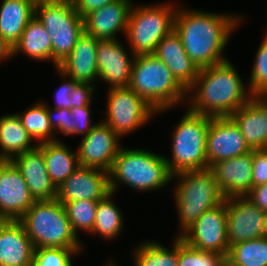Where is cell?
Masks as SVG:
<instances>
[{
    "instance_id": "1f68e13d",
    "label": "cell",
    "mask_w": 267,
    "mask_h": 266,
    "mask_svg": "<svg viewBox=\"0 0 267 266\" xmlns=\"http://www.w3.org/2000/svg\"><path fill=\"white\" fill-rule=\"evenodd\" d=\"M225 259L233 266H267V238L236 243L229 247Z\"/></svg>"
},
{
    "instance_id": "7bdbcfd3",
    "label": "cell",
    "mask_w": 267,
    "mask_h": 266,
    "mask_svg": "<svg viewBox=\"0 0 267 266\" xmlns=\"http://www.w3.org/2000/svg\"><path fill=\"white\" fill-rule=\"evenodd\" d=\"M246 197L260 210L267 213V183L252 187Z\"/></svg>"
},
{
    "instance_id": "e575fe53",
    "label": "cell",
    "mask_w": 267,
    "mask_h": 266,
    "mask_svg": "<svg viewBox=\"0 0 267 266\" xmlns=\"http://www.w3.org/2000/svg\"><path fill=\"white\" fill-rule=\"evenodd\" d=\"M225 257L214 252L199 251L179 237L178 266H223Z\"/></svg>"
},
{
    "instance_id": "52a82bcc",
    "label": "cell",
    "mask_w": 267,
    "mask_h": 266,
    "mask_svg": "<svg viewBox=\"0 0 267 266\" xmlns=\"http://www.w3.org/2000/svg\"><path fill=\"white\" fill-rule=\"evenodd\" d=\"M34 15L50 34L56 69L85 32L84 18L77 13L72 0H36Z\"/></svg>"
},
{
    "instance_id": "f546056e",
    "label": "cell",
    "mask_w": 267,
    "mask_h": 266,
    "mask_svg": "<svg viewBox=\"0 0 267 266\" xmlns=\"http://www.w3.org/2000/svg\"><path fill=\"white\" fill-rule=\"evenodd\" d=\"M173 241L171 250L155 240L144 241L133 252L135 266H178L179 237Z\"/></svg>"
},
{
    "instance_id": "9c48e42d",
    "label": "cell",
    "mask_w": 267,
    "mask_h": 266,
    "mask_svg": "<svg viewBox=\"0 0 267 266\" xmlns=\"http://www.w3.org/2000/svg\"><path fill=\"white\" fill-rule=\"evenodd\" d=\"M177 10L166 2L132 6L125 34L131 56L154 54L158 43L174 30Z\"/></svg>"
},
{
    "instance_id": "7a4b0ae2",
    "label": "cell",
    "mask_w": 267,
    "mask_h": 266,
    "mask_svg": "<svg viewBox=\"0 0 267 266\" xmlns=\"http://www.w3.org/2000/svg\"><path fill=\"white\" fill-rule=\"evenodd\" d=\"M242 80L229 60L200 69L187 90L188 110L211 118L230 117L254 97Z\"/></svg>"
},
{
    "instance_id": "4fadbf2b",
    "label": "cell",
    "mask_w": 267,
    "mask_h": 266,
    "mask_svg": "<svg viewBox=\"0 0 267 266\" xmlns=\"http://www.w3.org/2000/svg\"><path fill=\"white\" fill-rule=\"evenodd\" d=\"M120 137L103 121L96 123L77 149L80 166L103 169L109 172L121 149Z\"/></svg>"
},
{
    "instance_id": "8fae6325",
    "label": "cell",
    "mask_w": 267,
    "mask_h": 266,
    "mask_svg": "<svg viewBox=\"0 0 267 266\" xmlns=\"http://www.w3.org/2000/svg\"><path fill=\"white\" fill-rule=\"evenodd\" d=\"M180 238L196 250L218 253L226 258L229 251L226 198L217 207L204 212Z\"/></svg>"
},
{
    "instance_id": "8d00e7d4",
    "label": "cell",
    "mask_w": 267,
    "mask_h": 266,
    "mask_svg": "<svg viewBox=\"0 0 267 266\" xmlns=\"http://www.w3.org/2000/svg\"><path fill=\"white\" fill-rule=\"evenodd\" d=\"M90 105L83 107H73L67 115V124L61 131L63 135L86 136L96 124H92Z\"/></svg>"
},
{
    "instance_id": "ab89813d",
    "label": "cell",
    "mask_w": 267,
    "mask_h": 266,
    "mask_svg": "<svg viewBox=\"0 0 267 266\" xmlns=\"http://www.w3.org/2000/svg\"><path fill=\"white\" fill-rule=\"evenodd\" d=\"M96 85H92L90 83H80L77 82L74 85V88L71 93V108L73 107H83L87 105H91L93 97V92L95 91L94 87Z\"/></svg>"
},
{
    "instance_id": "7402d4cb",
    "label": "cell",
    "mask_w": 267,
    "mask_h": 266,
    "mask_svg": "<svg viewBox=\"0 0 267 266\" xmlns=\"http://www.w3.org/2000/svg\"><path fill=\"white\" fill-rule=\"evenodd\" d=\"M251 149L267 148V97L254 96L230 116Z\"/></svg>"
},
{
    "instance_id": "cb8c5ba5",
    "label": "cell",
    "mask_w": 267,
    "mask_h": 266,
    "mask_svg": "<svg viewBox=\"0 0 267 266\" xmlns=\"http://www.w3.org/2000/svg\"><path fill=\"white\" fill-rule=\"evenodd\" d=\"M35 247L19 221L0 230V266H32Z\"/></svg>"
},
{
    "instance_id": "b9f144b4",
    "label": "cell",
    "mask_w": 267,
    "mask_h": 266,
    "mask_svg": "<svg viewBox=\"0 0 267 266\" xmlns=\"http://www.w3.org/2000/svg\"><path fill=\"white\" fill-rule=\"evenodd\" d=\"M116 0H72L77 13L84 18L90 12L100 9Z\"/></svg>"
},
{
    "instance_id": "7dc6e473",
    "label": "cell",
    "mask_w": 267,
    "mask_h": 266,
    "mask_svg": "<svg viewBox=\"0 0 267 266\" xmlns=\"http://www.w3.org/2000/svg\"><path fill=\"white\" fill-rule=\"evenodd\" d=\"M223 266H233V265H231V264L225 259V261H224V263H223Z\"/></svg>"
},
{
    "instance_id": "484cf974",
    "label": "cell",
    "mask_w": 267,
    "mask_h": 266,
    "mask_svg": "<svg viewBox=\"0 0 267 266\" xmlns=\"http://www.w3.org/2000/svg\"><path fill=\"white\" fill-rule=\"evenodd\" d=\"M43 152L44 162L54 185L58 188L79 166L75 153L62 140L38 144Z\"/></svg>"
},
{
    "instance_id": "44dd1931",
    "label": "cell",
    "mask_w": 267,
    "mask_h": 266,
    "mask_svg": "<svg viewBox=\"0 0 267 266\" xmlns=\"http://www.w3.org/2000/svg\"><path fill=\"white\" fill-rule=\"evenodd\" d=\"M10 161L20 171L36 201L56 199L57 187L48 175L43 152L38 147L16 155Z\"/></svg>"
},
{
    "instance_id": "30bf717a",
    "label": "cell",
    "mask_w": 267,
    "mask_h": 266,
    "mask_svg": "<svg viewBox=\"0 0 267 266\" xmlns=\"http://www.w3.org/2000/svg\"><path fill=\"white\" fill-rule=\"evenodd\" d=\"M106 123L120 138L149 123L157 111L129 87L111 88L107 93Z\"/></svg>"
},
{
    "instance_id": "8992f818",
    "label": "cell",
    "mask_w": 267,
    "mask_h": 266,
    "mask_svg": "<svg viewBox=\"0 0 267 266\" xmlns=\"http://www.w3.org/2000/svg\"><path fill=\"white\" fill-rule=\"evenodd\" d=\"M177 180L174 197L180 220V237L206 211L224 201L214 174L207 169L185 171L172 176Z\"/></svg>"
},
{
    "instance_id": "d590c367",
    "label": "cell",
    "mask_w": 267,
    "mask_h": 266,
    "mask_svg": "<svg viewBox=\"0 0 267 266\" xmlns=\"http://www.w3.org/2000/svg\"><path fill=\"white\" fill-rule=\"evenodd\" d=\"M82 249L35 248L32 266H72L73 255Z\"/></svg>"
},
{
    "instance_id": "e0dca14e",
    "label": "cell",
    "mask_w": 267,
    "mask_h": 266,
    "mask_svg": "<svg viewBox=\"0 0 267 266\" xmlns=\"http://www.w3.org/2000/svg\"><path fill=\"white\" fill-rule=\"evenodd\" d=\"M134 59L135 56H129L118 39L99 40L97 65L100 81L110 84L109 89L128 87Z\"/></svg>"
},
{
    "instance_id": "60d3db41",
    "label": "cell",
    "mask_w": 267,
    "mask_h": 266,
    "mask_svg": "<svg viewBox=\"0 0 267 266\" xmlns=\"http://www.w3.org/2000/svg\"><path fill=\"white\" fill-rule=\"evenodd\" d=\"M45 104L47 105V112L51 127L55 131V134L57 131L60 133L67 124V115L70 112V109L53 108V107L51 109L48 106L49 104L47 103Z\"/></svg>"
},
{
    "instance_id": "c3c4849f",
    "label": "cell",
    "mask_w": 267,
    "mask_h": 266,
    "mask_svg": "<svg viewBox=\"0 0 267 266\" xmlns=\"http://www.w3.org/2000/svg\"><path fill=\"white\" fill-rule=\"evenodd\" d=\"M105 266H118V265H116V263L114 264V263H112V262L110 261V262H108Z\"/></svg>"
},
{
    "instance_id": "ba28073f",
    "label": "cell",
    "mask_w": 267,
    "mask_h": 266,
    "mask_svg": "<svg viewBox=\"0 0 267 266\" xmlns=\"http://www.w3.org/2000/svg\"><path fill=\"white\" fill-rule=\"evenodd\" d=\"M209 116L187 110L172 132V159L166 158L172 175L208 168L206 138Z\"/></svg>"
},
{
    "instance_id": "836d02e7",
    "label": "cell",
    "mask_w": 267,
    "mask_h": 266,
    "mask_svg": "<svg viewBox=\"0 0 267 266\" xmlns=\"http://www.w3.org/2000/svg\"><path fill=\"white\" fill-rule=\"evenodd\" d=\"M254 59L248 87L254 96H267V32Z\"/></svg>"
},
{
    "instance_id": "ac0fdd59",
    "label": "cell",
    "mask_w": 267,
    "mask_h": 266,
    "mask_svg": "<svg viewBox=\"0 0 267 266\" xmlns=\"http://www.w3.org/2000/svg\"><path fill=\"white\" fill-rule=\"evenodd\" d=\"M252 151L213 163L209 169L224 198L246 196L252 188Z\"/></svg>"
},
{
    "instance_id": "3957f363",
    "label": "cell",
    "mask_w": 267,
    "mask_h": 266,
    "mask_svg": "<svg viewBox=\"0 0 267 266\" xmlns=\"http://www.w3.org/2000/svg\"><path fill=\"white\" fill-rule=\"evenodd\" d=\"M128 87L144 98L157 114L180 105L188 96L171 70L153 54L135 56Z\"/></svg>"
},
{
    "instance_id": "74e56055",
    "label": "cell",
    "mask_w": 267,
    "mask_h": 266,
    "mask_svg": "<svg viewBox=\"0 0 267 266\" xmlns=\"http://www.w3.org/2000/svg\"><path fill=\"white\" fill-rule=\"evenodd\" d=\"M267 183V148L253 149L252 187Z\"/></svg>"
},
{
    "instance_id": "4316f807",
    "label": "cell",
    "mask_w": 267,
    "mask_h": 266,
    "mask_svg": "<svg viewBox=\"0 0 267 266\" xmlns=\"http://www.w3.org/2000/svg\"><path fill=\"white\" fill-rule=\"evenodd\" d=\"M32 143L33 139L16 113L0 117V160H11L16 155L35 149L38 144Z\"/></svg>"
},
{
    "instance_id": "9a60e30c",
    "label": "cell",
    "mask_w": 267,
    "mask_h": 266,
    "mask_svg": "<svg viewBox=\"0 0 267 266\" xmlns=\"http://www.w3.org/2000/svg\"><path fill=\"white\" fill-rule=\"evenodd\" d=\"M110 192L109 172L79 165L57 188L56 199L63 205L77 200L100 201Z\"/></svg>"
},
{
    "instance_id": "5bb4252c",
    "label": "cell",
    "mask_w": 267,
    "mask_h": 266,
    "mask_svg": "<svg viewBox=\"0 0 267 266\" xmlns=\"http://www.w3.org/2000/svg\"><path fill=\"white\" fill-rule=\"evenodd\" d=\"M252 149L231 117L210 118L206 138L208 168L215 162L244 155Z\"/></svg>"
},
{
    "instance_id": "277c9868",
    "label": "cell",
    "mask_w": 267,
    "mask_h": 266,
    "mask_svg": "<svg viewBox=\"0 0 267 266\" xmlns=\"http://www.w3.org/2000/svg\"><path fill=\"white\" fill-rule=\"evenodd\" d=\"M172 176L165 156L122 146L109 171V186L114 193L122 183L138 191L151 192L167 186Z\"/></svg>"
},
{
    "instance_id": "4dcf8cb0",
    "label": "cell",
    "mask_w": 267,
    "mask_h": 266,
    "mask_svg": "<svg viewBox=\"0 0 267 266\" xmlns=\"http://www.w3.org/2000/svg\"><path fill=\"white\" fill-rule=\"evenodd\" d=\"M23 127L37 144L59 141L49 122L47 105L37 102L22 114L16 113Z\"/></svg>"
},
{
    "instance_id": "f1b7e54d",
    "label": "cell",
    "mask_w": 267,
    "mask_h": 266,
    "mask_svg": "<svg viewBox=\"0 0 267 266\" xmlns=\"http://www.w3.org/2000/svg\"><path fill=\"white\" fill-rule=\"evenodd\" d=\"M114 194V192H110L98 202L94 227L90 233L92 235L98 234L106 240L117 238L124 225L120 209L111 200Z\"/></svg>"
},
{
    "instance_id": "f35d334b",
    "label": "cell",
    "mask_w": 267,
    "mask_h": 266,
    "mask_svg": "<svg viewBox=\"0 0 267 266\" xmlns=\"http://www.w3.org/2000/svg\"><path fill=\"white\" fill-rule=\"evenodd\" d=\"M57 72L60 73V77L63 78L62 84L56 90L53 96L55 99V106L53 108H64V109H71V93L74 88V85L77 83L72 80L70 77H67L63 74L58 68Z\"/></svg>"
},
{
    "instance_id": "d4e9b609",
    "label": "cell",
    "mask_w": 267,
    "mask_h": 266,
    "mask_svg": "<svg viewBox=\"0 0 267 266\" xmlns=\"http://www.w3.org/2000/svg\"><path fill=\"white\" fill-rule=\"evenodd\" d=\"M36 0H2L0 5V37L10 46L19 41L29 20L34 16Z\"/></svg>"
},
{
    "instance_id": "ee69618b",
    "label": "cell",
    "mask_w": 267,
    "mask_h": 266,
    "mask_svg": "<svg viewBox=\"0 0 267 266\" xmlns=\"http://www.w3.org/2000/svg\"><path fill=\"white\" fill-rule=\"evenodd\" d=\"M13 57V47L10 46L2 37H0V63Z\"/></svg>"
},
{
    "instance_id": "f6af8a7d",
    "label": "cell",
    "mask_w": 267,
    "mask_h": 266,
    "mask_svg": "<svg viewBox=\"0 0 267 266\" xmlns=\"http://www.w3.org/2000/svg\"><path fill=\"white\" fill-rule=\"evenodd\" d=\"M9 220L5 218L4 216L0 215V230L3 228V226L8 222Z\"/></svg>"
},
{
    "instance_id": "2e32d148",
    "label": "cell",
    "mask_w": 267,
    "mask_h": 266,
    "mask_svg": "<svg viewBox=\"0 0 267 266\" xmlns=\"http://www.w3.org/2000/svg\"><path fill=\"white\" fill-rule=\"evenodd\" d=\"M36 202L10 160H0V215L18 221Z\"/></svg>"
},
{
    "instance_id": "bcb514c9",
    "label": "cell",
    "mask_w": 267,
    "mask_h": 266,
    "mask_svg": "<svg viewBox=\"0 0 267 266\" xmlns=\"http://www.w3.org/2000/svg\"><path fill=\"white\" fill-rule=\"evenodd\" d=\"M264 237L267 238V213H266V224H265V233Z\"/></svg>"
},
{
    "instance_id": "6da1fadb",
    "label": "cell",
    "mask_w": 267,
    "mask_h": 266,
    "mask_svg": "<svg viewBox=\"0 0 267 266\" xmlns=\"http://www.w3.org/2000/svg\"><path fill=\"white\" fill-rule=\"evenodd\" d=\"M240 17L182 7L176 12L174 30L187 55L202 69L228 60L223 50L234 29L240 26Z\"/></svg>"
},
{
    "instance_id": "d6a6232c",
    "label": "cell",
    "mask_w": 267,
    "mask_h": 266,
    "mask_svg": "<svg viewBox=\"0 0 267 266\" xmlns=\"http://www.w3.org/2000/svg\"><path fill=\"white\" fill-rule=\"evenodd\" d=\"M98 202L77 200L64 204L71 227L76 235L79 231H84L85 233L92 232Z\"/></svg>"
},
{
    "instance_id": "5b68a950",
    "label": "cell",
    "mask_w": 267,
    "mask_h": 266,
    "mask_svg": "<svg viewBox=\"0 0 267 266\" xmlns=\"http://www.w3.org/2000/svg\"><path fill=\"white\" fill-rule=\"evenodd\" d=\"M18 221L35 248L82 249L65 207L57 199L36 201Z\"/></svg>"
},
{
    "instance_id": "603a6c76",
    "label": "cell",
    "mask_w": 267,
    "mask_h": 266,
    "mask_svg": "<svg viewBox=\"0 0 267 266\" xmlns=\"http://www.w3.org/2000/svg\"><path fill=\"white\" fill-rule=\"evenodd\" d=\"M153 55L171 70V73L186 90L198 77L200 69L187 55L181 38L175 30L158 43Z\"/></svg>"
},
{
    "instance_id": "ffe728a7",
    "label": "cell",
    "mask_w": 267,
    "mask_h": 266,
    "mask_svg": "<svg viewBox=\"0 0 267 266\" xmlns=\"http://www.w3.org/2000/svg\"><path fill=\"white\" fill-rule=\"evenodd\" d=\"M99 39L84 32L66 59L58 69L75 82L95 85L99 79L97 65V48Z\"/></svg>"
},
{
    "instance_id": "83f0119b",
    "label": "cell",
    "mask_w": 267,
    "mask_h": 266,
    "mask_svg": "<svg viewBox=\"0 0 267 266\" xmlns=\"http://www.w3.org/2000/svg\"><path fill=\"white\" fill-rule=\"evenodd\" d=\"M24 53L37 61H52V40L46 28L34 15L13 47V56Z\"/></svg>"
},
{
    "instance_id": "7c38bea8",
    "label": "cell",
    "mask_w": 267,
    "mask_h": 266,
    "mask_svg": "<svg viewBox=\"0 0 267 266\" xmlns=\"http://www.w3.org/2000/svg\"><path fill=\"white\" fill-rule=\"evenodd\" d=\"M227 240L229 247L264 236L266 213L246 196L226 198Z\"/></svg>"
},
{
    "instance_id": "d6986e66",
    "label": "cell",
    "mask_w": 267,
    "mask_h": 266,
    "mask_svg": "<svg viewBox=\"0 0 267 266\" xmlns=\"http://www.w3.org/2000/svg\"><path fill=\"white\" fill-rule=\"evenodd\" d=\"M133 5L131 0H116L90 12L84 17L85 32L99 40L117 39L119 31L126 34Z\"/></svg>"
}]
</instances>
